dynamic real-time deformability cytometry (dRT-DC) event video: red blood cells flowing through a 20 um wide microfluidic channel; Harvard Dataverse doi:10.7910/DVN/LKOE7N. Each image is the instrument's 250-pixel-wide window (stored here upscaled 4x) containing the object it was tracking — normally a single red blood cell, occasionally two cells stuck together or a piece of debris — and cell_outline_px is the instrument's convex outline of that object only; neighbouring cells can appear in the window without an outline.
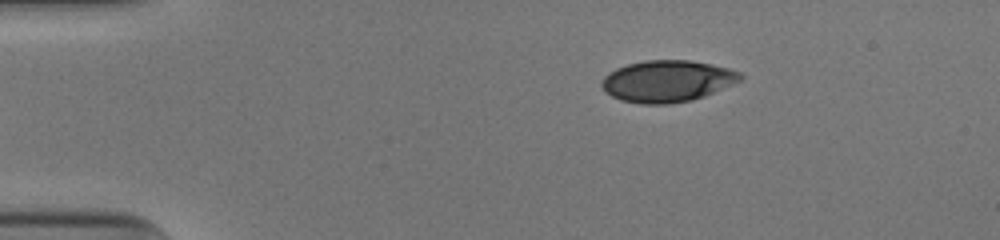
{"species": "human", "species_latin": "Homo sapiens", "temperature_condition": "cold", "stored_images_in_passage": 43, "camera_frame_rate_fps": 3000, "um_per_image_px": 0.085, "donor": {"sex": "male"}, "frame": {"image": 1, "passage_image": 1, "time_ms": 0.0, "image_size_px": [1000, 240], "cell_outline_px": [[744, 76], [740, 80], [732, 84], [704, 96], [692, 100], [668, 104], [644, 104], [620, 100], [612, 96], [600, 84], [600, 80], [608, 72], [616, 68], [628, 64], [644, 60], [688, 60], [712, 64], [728, 68], [740, 72]], "centroid_in_image_um": [56.7, 6.89], "position_along_channel_um": 28.3, "area_um2": 33.58}}
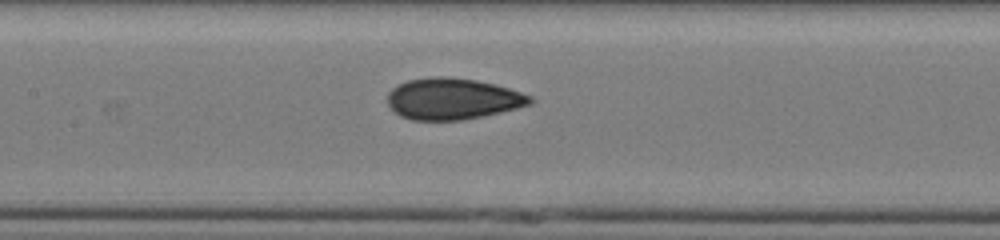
{"frame": {"image": 2, "passage_image": 17, "time_ms": 5.333, "image_size_px": [1000, 240], "cell_outline_px": [[536, 100], [532, 104], [484, 116], [464, 120], [412, 120], [400, 116], [388, 104], [388, 92], [392, 88], [408, 80], [436, 76], [444, 76], [476, 80], [508, 88], [532, 96]], "centroid_in_image_um": [38.49, 8.41], "position_along_channel_um": 168.9, "area_um2": 34.28}}
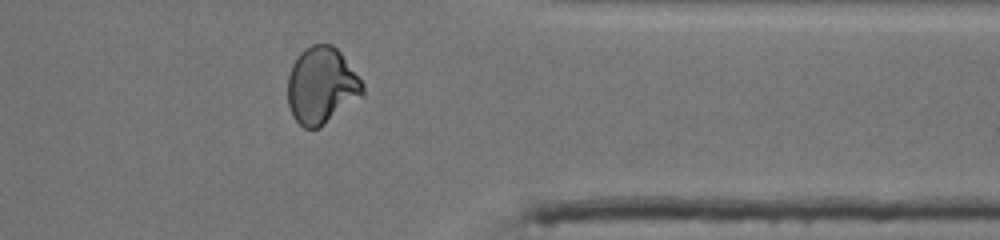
{"frame": {"image": 3, "passage_image": 34, "time_ms": 11.0, "image_size_px": [1000, 240], "cell_outline_px": [[364, 96], [320, 128], [304, 128], [292, 116], [288, 104], [288, 76], [292, 64], [300, 52], [304, 48], [312, 44], [332, 44], [340, 52], [364, 84]], "centroid_in_image_um": [27.34, 7.29], "position_along_channel_um": 384.1, "area_um2": 33.76}, "authors_computed_cell_mechanics": {"area_um2": 33.6974, "velocity_mm_per_s": 3.9548, "shape_relaxation_time_tau1_ms": null, "shape_relaxation_time_tau2_ms": 1.1014, "deformation_change_tau1": null, "deformation_change_tau2": 0.0556}}